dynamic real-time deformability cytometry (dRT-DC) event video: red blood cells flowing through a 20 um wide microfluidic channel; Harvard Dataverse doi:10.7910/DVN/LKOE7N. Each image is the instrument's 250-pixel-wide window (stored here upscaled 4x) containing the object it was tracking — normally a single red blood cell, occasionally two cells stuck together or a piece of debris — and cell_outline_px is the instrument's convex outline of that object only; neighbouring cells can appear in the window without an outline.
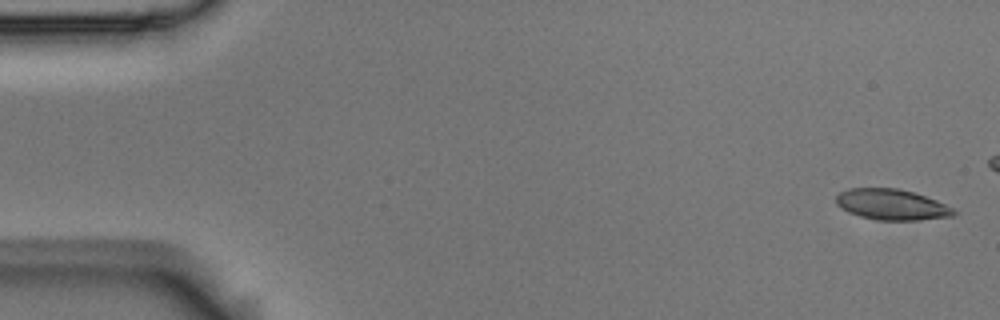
{"species": "Egyptian fruit bat (a non-hibernating species)", "species_latin": "Rousettus aegyptiacus", "temperature_condition": "room temperature", "stored_images_in_passage": 6, "camera_frame_rate_fps": 3000, "um_per_image_px": 0.085, "animal": {"sex": "male"}, "frame": {"image": 1, "passage_image": 1, "time_ms": 0.0, "image_size_px": [1000, 320], "cell_outline_px": [[956, 212], [952, 216], [920, 220], [876, 220], [860, 216], [848, 212], [840, 208], [836, 204], [836, 196], [840, 192], [848, 188], [900, 188], [936, 200], [952, 208]], "centroid_in_image_um": [75.75, 17.39], "position_along_channel_um": 9.3, "area_um2": 21.04}}